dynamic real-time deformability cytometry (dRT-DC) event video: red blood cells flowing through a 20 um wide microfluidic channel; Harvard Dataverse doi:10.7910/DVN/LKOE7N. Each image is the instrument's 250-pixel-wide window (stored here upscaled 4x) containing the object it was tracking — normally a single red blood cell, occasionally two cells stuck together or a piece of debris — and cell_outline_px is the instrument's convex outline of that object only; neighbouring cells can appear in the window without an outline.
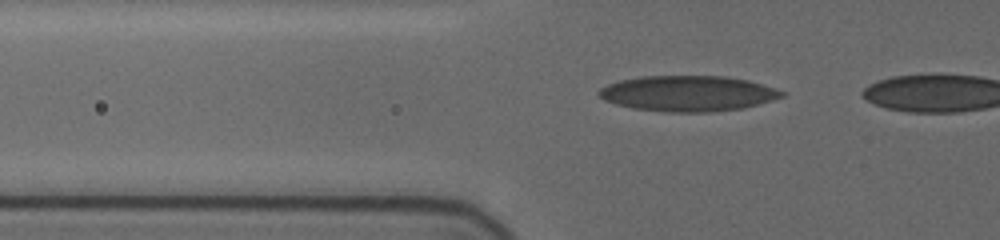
{"species": "human", "species_latin": "Homo sapiens", "temperature_condition": "cold", "stored_images_in_passage": 4, "camera_frame_rate_fps": 3000, "um_per_image_px": 0.085, "donor": {"sex": "female"}, "frame": {"image": 1, "passage_image": 3, "time_ms": 0.667, "image_size_px": [1000, 240], "cell_outline_px": [[784, 96], [772, 100], [744, 108], [708, 112], [664, 112], [632, 108], [616, 104], [604, 100], [596, 92], [600, 88], [608, 84], [620, 80], [640, 76], [724, 76], [748, 80], [776, 88], [784, 92]], "centroid_in_image_um": [58.46, 7.94], "position_along_channel_um": 67.3, "area_um2": 38.03}}